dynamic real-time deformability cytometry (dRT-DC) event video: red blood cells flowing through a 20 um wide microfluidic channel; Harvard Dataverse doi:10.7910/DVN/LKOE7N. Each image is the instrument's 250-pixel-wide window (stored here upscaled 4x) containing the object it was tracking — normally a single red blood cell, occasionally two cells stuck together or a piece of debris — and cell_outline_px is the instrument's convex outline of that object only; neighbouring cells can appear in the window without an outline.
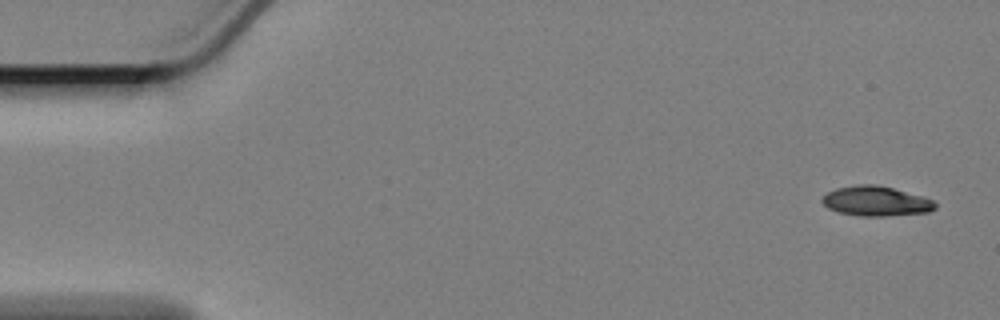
{"species": "Egyptian fruit bat (a non-hibernating species)", "species_latin": "Rousettus aegyptiacus", "temperature_condition": "cold", "stored_images_in_passage": 56, "camera_frame_rate_fps": 3000, "um_per_image_px": 0.085, "animal": {"sex": "female"}, "frame": {"image": 1, "passage_image": 1, "time_ms": 0.0, "image_size_px": [1000, 320], "cell_outline_px": [[936, 208], [928, 212], [884, 216], [860, 216], [840, 212], [828, 208], [820, 200], [828, 192], [836, 188], [856, 184], [876, 184], [892, 188], [920, 196], [932, 200], [936, 204]], "centroid_in_image_um": [74.43, 17.09], "position_along_channel_um": 10.6, "area_um2": 19.42}}
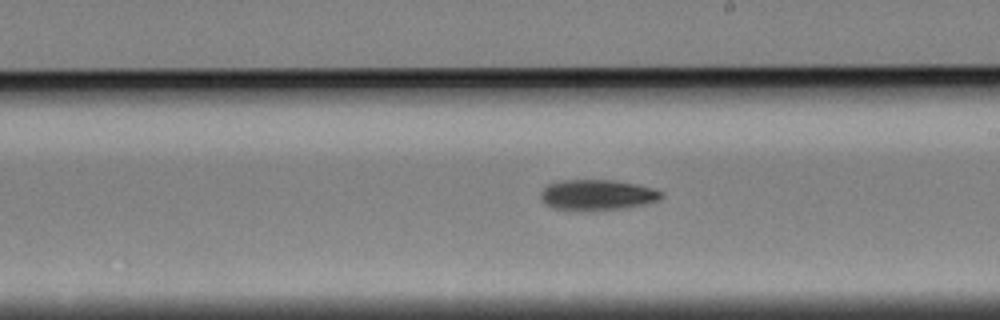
{"frame": {"image": 2, "passage_image": 32, "time_ms": 10.333, "image_size_px": [1000, 320], "cell_outline_px": [[664, 196], [660, 200], [628, 208], [576, 212], [552, 208], [544, 204], [540, 200], [540, 192], [548, 184], [560, 180], [612, 180], [636, 184], [652, 188], [664, 192]], "centroid_in_image_um": [50.73, 16.59], "position_along_channel_um": 238.3, "area_um2": 22.14}}
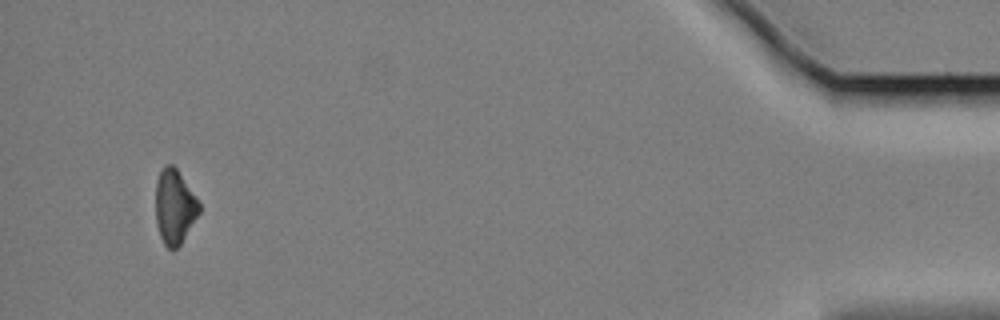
{"frame": {"image": 3, "passage_image": 55, "time_ms": 18.0, "image_size_px": [1000, 320], "cell_outline_px": [[200, 212], [180, 244], [176, 248], [168, 248], [164, 244], [160, 236], [156, 224], [156, 180], [164, 164], [172, 164], [176, 168], [200, 204]], "centroid_in_image_um": [14.82, 17.56], "position_along_channel_um": 420.4, "area_um2": 18.61}}